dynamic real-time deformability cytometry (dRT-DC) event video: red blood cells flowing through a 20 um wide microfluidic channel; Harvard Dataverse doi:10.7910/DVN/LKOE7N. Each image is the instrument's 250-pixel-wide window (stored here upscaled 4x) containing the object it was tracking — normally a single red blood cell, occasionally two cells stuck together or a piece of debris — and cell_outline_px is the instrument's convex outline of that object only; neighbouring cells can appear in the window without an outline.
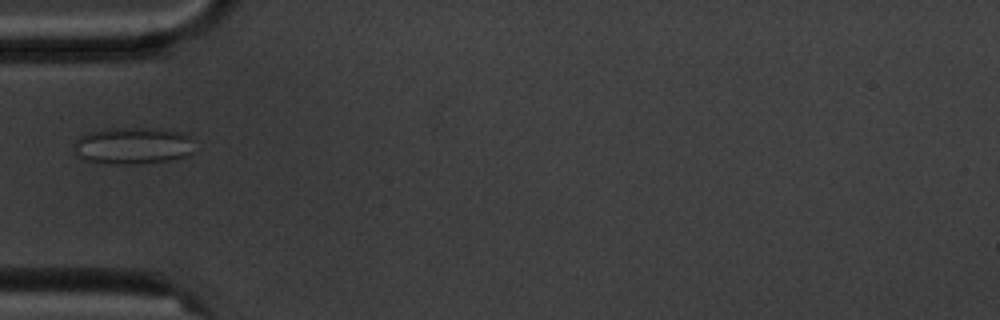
{"species": "common noctule bat (a hibernating species)", "species_latin": "Nyctalus noctula", "temperature_condition": "cold", "stored_images_in_passage": 4, "camera_frame_rate_fps": 3000, "um_per_image_px": 0.085, "animal": {"sex": "male", "body_mass_g": 20.1, "forearm_length_mm": 53.5}, "frame": {"image": 1, "passage_image": 2, "time_ms": 1.333, "image_size_px": [1000, 320], "cell_outline_px": [[192, 152], [188, 156], [172, 160], [128, 164], [108, 164], [84, 160], [76, 156], [72, 144], [80, 136], [92, 132], [112, 128], [152, 128], [180, 132], [188, 136], [192, 140]], "centroid_in_image_um": [11.26, 12.4], "position_along_channel_um": 73.7, "area_um2": 25.95}}
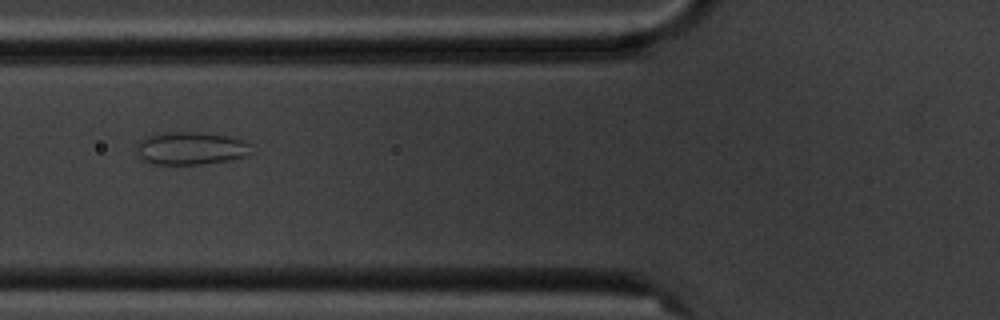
{"frame": {"image": 2, "passage_image": 3, "time_ms": 2.333, "image_size_px": [1000, 320], "cell_outline_px": [[252, 152], [248, 156], [228, 160], [200, 164], [152, 164], [144, 160], [140, 156], [136, 148], [136, 144], [144, 136], [160, 132], [200, 132], [224, 136], [240, 140], [248, 144]], "centroid_in_image_um": [16.16, 12.6], "position_along_channel_um": 109.6, "area_um2": 21.85}}